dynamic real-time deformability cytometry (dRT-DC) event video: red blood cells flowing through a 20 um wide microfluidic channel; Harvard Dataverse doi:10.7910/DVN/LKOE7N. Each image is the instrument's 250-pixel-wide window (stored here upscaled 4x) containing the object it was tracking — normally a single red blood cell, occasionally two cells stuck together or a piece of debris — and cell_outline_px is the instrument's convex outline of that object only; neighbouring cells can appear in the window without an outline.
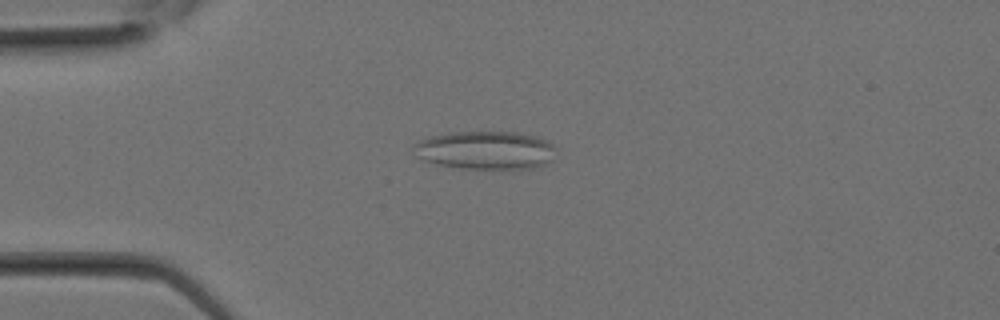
{"species": "Egyptian fruit bat (a non-hibernating species)", "species_latin": "Rousettus aegyptiacus", "temperature_condition": "room temperature", "stored_images_in_passage": 8, "camera_frame_rate_fps": 3000, "um_per_image_px": 0.085, "animal": {"sex": "female"}, "frame": {"image": 1, "passage_image": 5, "time_ms": 1.333, "image_size_px": [1000, 320], "cell_outline_px": [[556, 148], [552, 160], [540, 168], [460, 168], [436, 164], [424, 160], [416, 156], [412, 148], [416, 140], [428, 136], [448, 132], [516, 132], [536, 136], [552, 144]], "centroid_in_image_um": [41.23, 12.76], "position_along_channel_um": 43.8, "area_um2": 32.02}}